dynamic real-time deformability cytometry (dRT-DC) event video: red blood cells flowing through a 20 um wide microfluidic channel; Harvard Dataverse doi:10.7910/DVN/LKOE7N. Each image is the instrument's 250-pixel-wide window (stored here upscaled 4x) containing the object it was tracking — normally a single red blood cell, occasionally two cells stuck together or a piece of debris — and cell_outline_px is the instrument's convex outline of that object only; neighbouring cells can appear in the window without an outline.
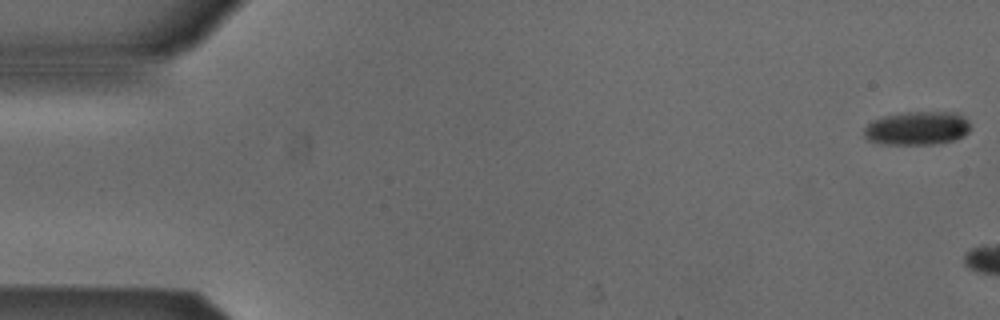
{"species": "Egyptian fruit bat (a non-hibernating species)", "species_latin": "Rousettus aegyptiacus", "temperature_condition": "cold", "stored_images_in_passage": 4, "camera_frame_rate_fps": 3000, "um_per_image_px": 0.085, "animal": {"sex": "male"}, "frame": {"image": 1, "passage_image": 1, "time_ms": 0.0, "image_size_px": [1000, 320], "cell_outline_px": [[968, 132], [964, 136], [956, 140], [932, 144], [884, 144], [868, 140], [864, 136], [864, 128], [872, 120], [884, 116], [908, 112], [952, 112], [964, 116], [968, 120]], "centroid_in_image_um": [77.96, 10.9], "position_along_channel_um": 7.0, "area_um2": 20.75}}